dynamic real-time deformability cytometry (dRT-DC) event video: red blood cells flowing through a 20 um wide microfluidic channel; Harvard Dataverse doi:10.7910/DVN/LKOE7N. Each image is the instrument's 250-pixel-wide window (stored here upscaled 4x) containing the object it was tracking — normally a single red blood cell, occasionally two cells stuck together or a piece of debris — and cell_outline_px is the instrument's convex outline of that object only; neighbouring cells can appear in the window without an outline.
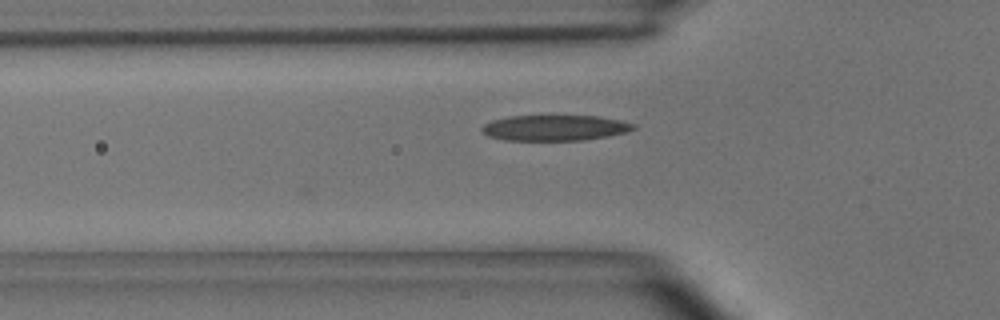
{"species": "common noctule bat (a hibernating species)", "species_latin": "Nyctalus noctula", "temperature_condition": "room temperature", "stored_images_in_passage": 3, "camera_frame_rate_fps": 3000, "um_per_image_px": 0.085, "animal": {"sex": "male", "body_mass_g": 15.6}, "frame": {"image": 1, "passage_image": 3, "time_ms": 2.333, "image_size_px": [1000, 320], "cell_outline_px": [[636, 128], [624, 132], [608, 136], [580, 140], [504, 140], [488, 136], [480, 132], [480, 128], [484, 124], [492, 120], [508, 116], [600, 116], [620, 120], [636, 124]], "centroid_in_image_um": [47.11, 10.86], "position_along_channel_um": 78.7, "area_um2": 22.66}}